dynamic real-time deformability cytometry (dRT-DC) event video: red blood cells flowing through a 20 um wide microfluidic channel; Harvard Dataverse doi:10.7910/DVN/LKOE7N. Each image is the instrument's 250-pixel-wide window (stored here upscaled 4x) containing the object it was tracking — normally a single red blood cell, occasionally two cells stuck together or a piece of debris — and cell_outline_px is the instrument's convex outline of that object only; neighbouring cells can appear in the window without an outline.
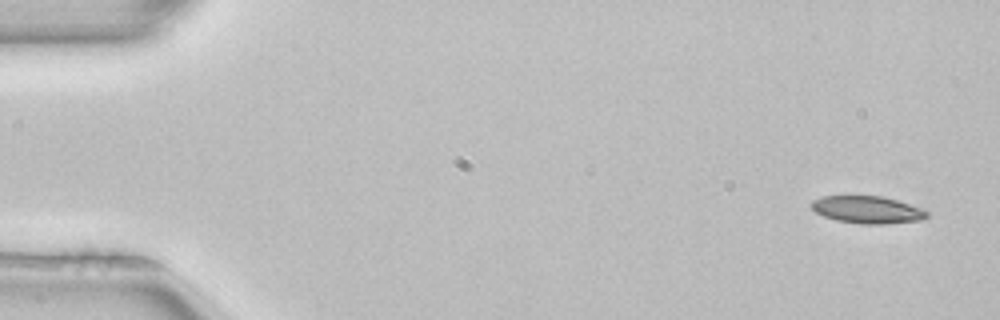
{"species": "common noctule bat (a hibernating species)", "species_latin": "Nyctalus noctula", "temperature_condition": "room temperature", "stored_images_in_passage": 3, "camera_frame_rate_fps": 3000, "um_per_image_px": 0.085, "animal": {"sex": "female", "body_mass_g": 22.7, "forearm_length_mm": 54.2}, "frame": {"image": 1, "passage_image": 1, "time_ms": 0.0, "image_size_px": [1000, 320], "cell_outline_px": [[928, 216], [924, 220], [888, 224], [860, 224], [836, 220], [824, 216], [816, 212], [812, 208], [812, 200], [820, 196], [880, 196], [896, 200], [920, 208], [928, 212]], "centroid_in_image_um": [73.73, 17.84], "position_along_channel_um": 11.3, "area_um2": 18.38}}
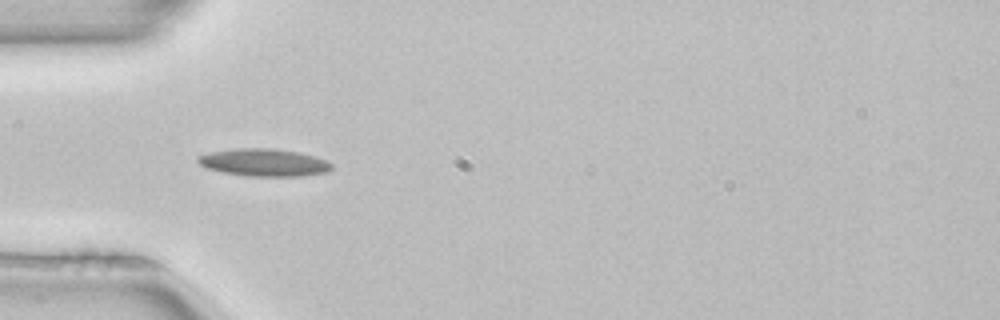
{"frame": {"image": 2, "passage_image": 3, "time_ms": 0.667, "image_size_px": [1000, 320], "cell_outline_px": [[332, 168], [328, 172], [304, 176], [248, 176], [224, 172], [208, 168], [200, 164], [196, 160], [200, 156], [212, 152], [236, 148], [272, 148], [296, 152], [312, 156], [324, 160], [332, 164]], "centroid_in_image_um": [22.46, 13.82], "position_along_channel_um": 62.5, "area_um2": 21.1}}